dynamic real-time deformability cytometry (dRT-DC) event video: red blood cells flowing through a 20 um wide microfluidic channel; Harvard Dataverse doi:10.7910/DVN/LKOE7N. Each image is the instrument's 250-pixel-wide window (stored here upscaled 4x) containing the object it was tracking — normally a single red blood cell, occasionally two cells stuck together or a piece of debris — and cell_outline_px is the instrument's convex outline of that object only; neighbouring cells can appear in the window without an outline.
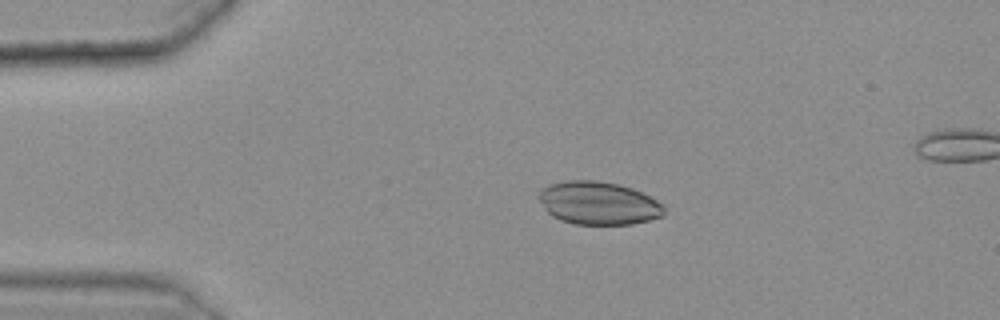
{"species": "common noctule bat (a hibernating species)", "species_latin": "Nyctalus noctula", "temperature_condition": "warm", "stored_images_in_passage": 36, "camera_frame_rate_fps": 3000, "um_per_image_px": 0.085, "animal": {"sex": "female", "body_mass_g": 25.1}, "frame": {"image": 1, "passage_image": 1, "time_ms": 0.0, "image_size_px": [1000, 320], "cell_outline_px": [[664, 216], [632, 224], [576, 224], [560, 220], [552, 216], [544, 208], [540, 200], [540, 192], [544, 188], [552, 184], [568, 180], [596, 180], [620, 184], [632, 188], [664, 204]], "centroid_in_image_um": [50.9, 17.27], "position_along_channel_um": 34.1, "area_um2": 31.21}}
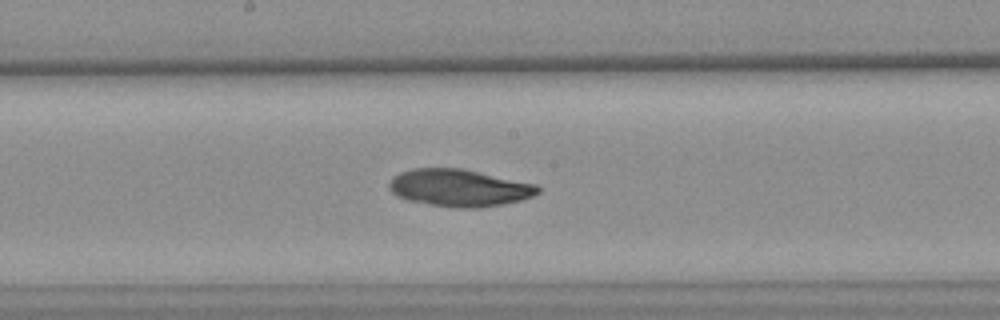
{"frame": {"image": 2, "passage_image": 19, "time_ms": 6.0, "image_size_px": [1000, 320], "cell_outline_px": [[540, 192], [532, 196], [520, 200], [480, 208], [456, 208], [408, 200], [396, 196], [388, 188], [388, 184], [392, 176], [400, 172], [412, 168], [464, 168], [536, 184], [540, 188]], "centroid_in_image_um": [39.01, 15.95], "position_along_channel_um": 209.2, "area_um2": 32.37}}
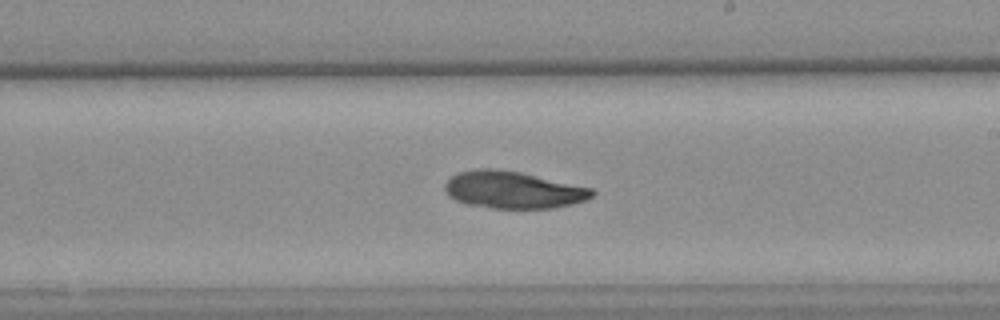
{"frame": {"image": 3, "passage_image": 22, "time_ms": 7.0, "image_size_px": [1000, 320], "cell_outline_px": [[596, 192], [592, 196], [584, 200], [572, 204], [552, 208], [492, 208], [468, 204], [456, 200], [448, 196], [444, 188], [444, 184], [452, 176], [460, 172], [476, 168], [492, 168], [520, 172], [592, 188]], "centroid_in_image_um": [43.59, 16.13], "position_along_channel_um": 245.4, "area_um2": 31.67}}